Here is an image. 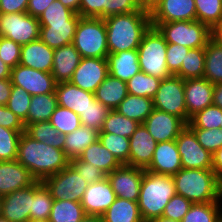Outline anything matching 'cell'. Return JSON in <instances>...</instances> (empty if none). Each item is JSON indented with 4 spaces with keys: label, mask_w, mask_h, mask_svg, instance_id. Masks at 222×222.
Wrapping results in <instances>:
<instances>
[{
    "label": "cell",
    "mask_w": 222,
    "mask_h": 222,
    "mask_svg": "<svg viewBox=\"0 0 222 222\" xmlns=\"http://www.w3.org/2000/svg\"><path fill=\"white\" fill-rule=\"evenodd\" d=\"M36 181H43L70 164L64 150L46 145L22 132L18 143L17 159Z\"/></svg>",
    "instance_id": "6da1fadb"
},
{
    "label": "cell",
    "mask_w": 222,
    "mask_h": 222,
    "mask_svg": "<svg viewBox=\"0 0 222 222\" xmlns=\"http://www.w3.org/2000/svg\"><path fill=\"white\" fill-rule=\"evenodd\" d=\"M109 54L137 50L151 26L150 12L144 8L104 18Z\"/></svg>",
    "instance_id": "7a4b0ae2"
},
{
    "label": "cell",
    "mask_w": 222,
    "mask_h": 222,
    "mask_svg": "<svg viewBox=\"0 0 222 222\" xmlns=\"http://www.w3.org/2000/svg\"><path fill=\"white\" fill-rule=\"evenodd\" d=\"M176 194L192 203L222 202V183L212 169H183L172 176Z\"/></svg>",
    "instance_id": "3957f363"
},
{
    "label": "cell",
    "mask_w": 222,
    "mask_h": 222,
    "mask_svg": "<svg viewBox=\"0 0 222 222\" xmlns=\"http://www.w3.org/2000/svg\"><path fill=\"white\" fill-rule=\"evenodd\" d=\"M176 194L172 176L145 170L140 187L138 206L144 222L161 217L165 206Z\"/></svg>",
    "instance_id": "277c9868"
},
{
    "label": "cell",
    "mask_w": 222,
    "mask_h": 222,
    "mask_svg": "<svg viewBox=\"0 0 222 222\" xmlns=\"http://www.w3.org/2000/svg\"><path fill=\"white\" fill-rule=\"evenodd\" d=\"M72 44L82 58H107L109 51L104 19L80 17Z\"/></svg>",
    "instance_id": "5b68a950"
},
{
    "label": "cell",
    "mask_w": 222,
    "mask_h": 222,
    "mask_svg": "<svg viewBox=\"0 0 222 222\" xmlns=\"http://www.w3.org/2000/svg\"><path fill=\"white\" fill-rule=\"evenodd\" d=\"M167 44L159 30L150 26L137 49L141 72L161 80L172 76L166 63Z\"/></svg>",
    "instance_id": "8992f818"
},
{
    "label": "cell",
    "mask_w": 222,
    "mask_h": 222,
    "mask_svg": "<svg viewBox=\"0 0 222 222\" xmlns=\"http://www.w3.org/2000/svg\"><path fill=\"white\" fill-rule=\"evenodd\" d=\"M163 35L167 43L194 48H205L211 40V28L197 20L151 23Z\"/></svg>",
    "instance_id": "52a82bcc"
},
{
    "label": "cell",
    "mask_w": 222,
    "mask_h": 222,
    "mask_svg": "<svg viewBox=\"0 0 222 222\" xmlns=\"http://www.w3.org/2000/svg\"><path fill=\"white\" fill-rule=\"evenodd\" d=\"M154 108L181 118L187 124L184 80L178 76L162 79L154 98Z\"/></svg>",
    "instance_id": "ba28073f"
},
{
    "label": "cell",
    "mask_w": 222,
    "mask_h": 222,
    "mask_svg": "<svg viewBox=\"0 0 222 222\" xmlns=\"http://www.w3.org/2000/svg\"><path fill=\"white\" fill-rule=\"evenodd\" d=\"M42 182L49 189L53 199L75 202H81L89 185L70 164L58 173L45 178Z\"/></svg>",
    "instance_id": "9c48e42d"
},
{
    "label": "cell",
    "mask_w": 222,
    "mask_h": 222,
    "mask_svg": "<svg viewBox=\"0 0 222 222\" xmlns=\"http://www.w3.org/2000/svg\"><path fill=\"white\" fill-rule=\"evenodd\" d=\"M40 23L38 18L26 13H1L0 36L13 40L20 45L39 39Z\"/></svg>",
    "instance_id": "30bf717a"
},
{
    "label": "cell",
    "mask_w": 222,
    "mask_h": 222,
    "mask_svg": "<svg viewBox=\"0 0 222 222\" xmlns=\"http://www.w3.org/2000/svg\"><path fill=\"white\" fill-rule=\"evenodd\" d=\"M175 141L183 169H212V154L201 146L188 125Z\"/></svg>",
    "instance_id": "8fae6325"
},
{
    "label": "cell",
    "mask_w": 222,
    "mask_h": 222,
    "mask_svg": "<svg viewBox=\"0 0 222 222\" xmlns=\"http://www.w3.org/2000/svg\"><path fill=\"white\" fill-rule=\"evenodd\" d=\"M12 85L22 87L31 96L55 92L56 81L52 73L35 70L18 64L11 69Z\"/></svg>",
    "instance_id": "7c38bea8"
},
{
    "label": "cell",
    "mask_w": 222,
    "mask_h": 222,
    "mask_svg": "<svg viewBox=\"0 0 222 222\" xmlns=\"http://www.w3.org/2000/svg\"><path fill=\"white\" fill-rule=\"evenodd\" d=\"M144 172L145 169L122 164L106 177L117 198L138 202Z\"/></svg>",
    "instance_id": "4fadbf2b"
},
{
    "label": "cell",
    "mask_w": 222,
    "mask_h": 222,
    "mask_svg": "<svg viewBox=\"0 0 222 222\" xmlns=\"http://www.w3.org/2000/svg\"><path fill=\"white\" fill-rule=\"evenodd\" d=\"M42 181H35L29 187L16 190L2 197L1 217L9 222H28L30 221V210H32V199L34 189Z\"/></svg>",
    "instance_id": "5bb4252c"
},
{
    "label": "cell",
    "mask_w": 222,
    "mask_h": 222,
    "mask_svg": "<svg viewBox=\"0 0 222 222\" xmlns=\"http://www.w3.org/2000/svg\"><path fill=\"white\" fill-rule=\"evenodd\" d=\"M107 75V58H81L69 82L85 91L95 93Z\"/></svg>",
    "instance_id": "9a60e30c"
},
{
    "label": "cell",
    "mask_w": 222,
    "mask_h": 222,
    "mask_svg": "<svg viewBox=\"0 0 222 222\" xmlns=\"http://www.w3.org/2000/svg\"><path fill=\"white\" fill-rule=\"evenodd\" d=\"M149 12L151 23L196 20L195 0H158Z\"/></svg>",
    "instance_id": "2e32d148"
},
{
    "label": "cell",
    "mask_w": 222,
    "mask_h": 222,
    "mask_svg": "<svg viewBox=\"0 0 222 222\" xmlns=\"http://www.w3.org/2000/svg\"><path fill=\"white\" fill-rule=\"evenodd\" d=\"M143 124L157 143L176 140L187 125L181 118L155 108Z\"/></svg>",
    "instance_id": "e0dca14e"
},
{
    "label": "cell",
    "mask_w": 222,
    "mask_h": 222,
    "mask_svg": "<svg viewBox=\"0 0 222 222\" xmlns=\"http://www.w3.org/2000/svg\"><path fill=\"white\" fill-rule=\"evenodd\" d=\"M116 198L109 180L105 177L88 185L80 203L86 215L101 216Z\"/></svg>",
    "instance_id": "ac0fdd59"
},
{
    "label": "cell",
    "mask_w": 222,
    "mask_h": 222,
    "mask_svg": "<svg viewBox=\"0 0 222 222\" xmlns=\"http://www.w3.org/2000/svg\"><path fill=\"white\" fill-rule=\"evenodd\" d=\"M214 84L205 78L184 80L185 104L187 108V123L197 112L213 105Z\"/></svg>",
    "instance_id": "d6986e66"
},
{
    "label": "cell",
    "mask_w": 222,
    "mask_h": 222,
    "mask_svg": "<svg viewBox=\"0 0 222 222\" xmlns=\"http://www.w3.org/2000/svg\"><path fill=\"white\" fill-rule=\"evenodd\" d=\"M129 166L147 169L151 163L157 142L148 132L144 124H140L129 138Z\"/></svg>",
    "instance_id": "ffe728a7"
},
{
    "label": "cell",
    "mask_w": 222,
    "mask_h": 222,
    "mask_svg": "<svg viewBox=\"0 0 222 222\" xmlns=\"http://www.w3.org/2000/svg\"><path fill=\"white\" fill-rule=\"evenodd\" d=\"M36 180L17 160L0 161V196L32 185Z\"/></svg>",
    "instance_id": "44dd1931"
},
{
    "label": "cell",
    "mask_w": 222,
    "mask_h": 222,
    "mask_svg": "<svg viewBox=\"0 0 222 222\" xmlns=\"http://www.w3.org/2000/svg\"><path fill=\"white\" fill-rule=\"evenodd\" d=\"M182 168L180 154L175 140L157 144L149 167V172L167 176L175 175Z\"/></svg>",
    "instance_id": "7402d4cb"
},
{
    "label": "cell",
    "mask_w": 222,
    "mask_h": 222,
    "mask_svg": "<svg viewBox=\"0 0 222 222\" xmlns=\"http://www.w3.org/2000/svg\"><path fill=\"white\" fill-rule=\"evenodd\" d=\"M54 49L40 39L21 45L19 64L35 70L51 73L53 68Z\"/></svg>",
    "instance_id": "603a6c76"
},
{
    "label": "cell",
    "mask_w": 222,
    "mask_h": 222,
    "mask_svg": "<svg viewBox=\"0 0 222 222\" xmlns=\"http://www.w3.org/2000/svg\"><path fill=\"white\" fill-rule=\"evenodd\" d=\"M55 94L58 106L72 110L77 115L83 113L95 99L94 93L85 91L70 82L58 83Z\"/></svg>",
    "instance_id": "cb8c5ba5"
},
{
    "label": "cell",
    "mask_w": 222,
    "mask_h": 222,
    "mask_svg": "<svg viewBox=\"0 0 222 222\" xmlns=\"http://www.w3.org/2000/svg\"><path fill=\"white\" fill-rule=\"evenodd\" d=\"M73 44L54 49L52 76L56 83L69 82L81 60Z\"/></svg>",
    "instance_id": "d4e9b609"
},
{
    "label": "cell",
    "mask_w": 222,
    "mask_h": 222,
    "mask_svg": "<svg viewBox=\"0 0 222 222\" xmlns=\"http://www.w3.org/2000/svg\"><path fill=\"white\" fill-rule=\"evenodd\" d=\"M77 24L78 21L40 23L39 39L53 49L70 45L73 42Z\"/></svg>",
    "instance_id": "484cf974"
},
{
    "label": "cell",
    "mask_w": 222,
    "mask_h": 222,
    "mask_svg": "<svg viewBox=\"0 0 222 222\" xmlns=\"http://www.w3.org/2000/svg\"><path fill=\"white\" fill-rule=\"evenodd\" d=\"M107 62L108 74L126 83L141 71L137 50L108 54Z\"/></svg>",
    "instance_id": "4316f807"
},
{
    "label": "cell",
    "mask_w": 222,
    "mask_h": 222,
    "mask_svg": "<svg viewBox=\"0 0 222 222\" xmlns=\"http://www.w3.org/2000/svg\"><path fill=\"white\" fill-rule=\"evenodd\" d=\"M95 99L110 110H116L119 104L128 95L127 83L108 74L105 80L96 89Z\"/></svg>",
    "instance_id": "83f0119b"
},
{
    "label": "cell",
    "mask_w": 222,
    "mask_h": 222,
    "mask_svg": "<svg viewBox=\"0 0 222 222\" xmlns=\"http://www.w3.org/2000/svg\"><path fill=\"white\" fill-rule=\"evenodd\" d=\"M79 158L101 169L106 175L122 165L99 140L89 145Z\"/></svg>",
    "instance_id": "f1b7e54d"
},
{
    "label": "cell",
    "mask_w": 222,
    "mask_h": 222,
    "mask_svg": "<svg viewBox=\"0 0 222 222\" xmlns=\"http://www.w3.org/2000/svg\"><path fill=\"white\" fill-rule=\"evenodd\" d=\"M98 134L96 129L81 125L72 133L64 135L65 155L70 160L79 157L89 145L98 140Z\"/></svg>",
    "instance_id": "f546056e"
},
{
    "label": "cell",
    "mask_w": 222,
    "mask_h": 222,
    "mask_svg": "<svg viewBox=\"0 0 222 222\" xmlns=\"http://www.w3.org/2000/svg\"><path fill=\"white\" fill-rule=\"evenodd\" d=\"M103 222H144L138 202L116 198L101 215Z\"/></svg>",
    "instance_id": "4dcf8cb0"
},
{
    "label": "cell",
    "mask_w": 222,
    "mask_h": 222,
    "mask_svg": "<svg viewBox=\"0 0 222 222\" xmlns=\"http://www.w3.org/2000/svg\"><path fill=\"white\" fill-rule=\"evenodd\" d=\"M153 109V99L128 93L126 98L116 108V111L129 119L143 124Z\"/></svg>",
    "instance_id": "1f68e13d"
},
{
    "label": "cell",
    "mask_w": 222,
    "mask_h": 222,
    "mask_svg": "<svg viewBox=\"0 0 222 222\" xmlns=\"http://www.w3.org/2000/svg\"><path fill=\"white\" fill-rule=\"evenodd\" d=\"M57 106L55 92L32 96L27 112V125L49 121Z\"/></svg>",
    "instance_id": "d6a6232c"
},
{
    "label": "cell",
    "mask_w": 222,
    "mask_h": 222,
    "mask_svg": "<svg viewBox=\"0 0 222 222\" xmlns=\"http://www.w3.org/2000/svg\"><path fill=\"white\" fill-rule=\"evenodd\" d=\"M86 216L80 202L70 200L53 201L49 222H81Z\"/></svg>",
    "instance_id": "836d02e7"
},
{
    "label": "cell",
    "mask_w": 222,
    "mask_h": 222,
    "mask_svg": "<svg viewBox=\"0 0 222 222\" xmlns=\"http://www.w3.org/2000/svg\"><path fill=\"white\" fill-rule=\"evenodd\" d=\"M25 132L39 142L64 150V135L59 133L49 121L29 124L25 127Z\"/></svg>",
    "instance_id": "e575fe53"
},
{
    "label": "cell",
    "mask_w": 222,
    "mask_h": 222,
    "mask_svg": "<svg viewBox=\"0 0 222 222\" xmlns=\"http://www.w3.org/2000/svg\"><path fill=\"white\" fill-rule=\"evenodd\" d=\"M212 84L222 83V47L212 39L205 47L204 76Z\"/></svg>",
    "instance_id": "d590c367"
},
{
    "label": "cell",
    "mask_w": 222,
    "mask_h": 222,
    "mask_svg": "<svg viewBox=\"0 0 222 222\" xmlns=\"http://www.w3.org/2000/svg\"><path fill=\"white\" fill-rule=\"evenodd\" d=\"M222 202L193 203L181 222H222Z\"/></svg>",
    "instance_id": "8d00e7d4"
},
{
    "label": "cell",
    "mask_w": 222,
    "mask_h": 222,
    "mask_svg": "<svg viewBox=\"0 0 222 222\" xmlns=\"http://www.w3.org/2000/svg\"><path fill=\"white\" fill-rule=\"evenodd\" d=\"M140 123L129 119L116 110H110L99 133H112L130 138Z\"/></svg>",
    "instance_id": "74e56055"
},
{
    "label": "cell",
    "mask_w": 222,
    "mask_h": 222,
    "mask_svg": "<svg viewBox=\"0 0 222 222\" xmlns=\"http://www.w3.org/2000/svg\"><path fill=\"white\" fill-rule=\"evenodd\" d=\"M204 67L205 48L190 49L175 76L181 77L183 80L203 78Z\"/></svg>",
    "instance_id": "f35d334b"
},
{
    "label": "cell",
    "mask_w": 222,
    "mask_h": 222,
    "mask_svg": "<svg viewBox=\"0 0 222 222\" xmlns=\"http://www.w3.org/2000/svg\"><path fill=\"white\" fill-rule=\"evenodd\" d=\"M160 82L161 79L140 71L127 82V91L132 95L153 99Z\"/></svg>",
    "instance_id": "ab89813d"
},
{
    "label": "cell",
    "mask_w": 222,
    "mask_h": 222,
    "mask_svg": "<svg viewBox=\"0 0 222 222\" xmlns=\"http://www.w3.org/2000/svg\"><path fill=\"white\" fill-rule=\"evenodd\" d=\"M53 197L46 185L41 182L34 189L32 199V210H30V220H48L53 204Z\"/></svg>",
    "instance_id": "60d3db41"
},
{
    "label": "cell",
    "mask_w": 222,
    "mask_h": 222,
    "mask_svg": "<svg viewBox=\"0 0 222 222\" xmlns=\"http://www.w3.org/2000/svg\"><path fill=\"white\" fill-rule=\"evenodd\" d=\"M98 140L118 159L121 164L129 166V138L112 133H99Z\"/></svg>",
    "instance_id": "b9f144b4"
},
{
    "label": "cell",
    "mask_w": 222,
    "mask_h": 222,
    "mask_svg": "<svg viewBox=\"0 0 222 222\" xmlns=\"http://www.w3.org/2000/svg\"><path fill=\"white\" fill-rule=\"evenodd\" d=\"M196 20L211 29L222 21V0H195Z\"/></svg>",
    "instance_id": "7bdbcfd3"
},
{
    "label": "cell",
    "mask_w": 222,
    "mask_h": 222,
    "mask_svg": "<svg viewBox=\"0 0 222 222\" xmlns=\"http://www.w3.org/2000/svg\"><path fill=\"white\" fill-rule=\"evenodd\" d=\"M49 122L63 135L72 133L82 125L79 115L60 106L56 107Z\"/></svg>",
    "instance_id": "ee69618b"
},
{
    "label": "cell",
    "mask_w": 222,
    "mask_h": 222,
    "mask_svg": "<svg viewBox=\"0 0 222 222\" xmlns=\"http://www.w3.org/2000/svg\"><path fill=\"white\" fill-rule=\"evenodd\" d=\"M222 109L211 105L193 115L187 125L190 128L220 129Z\"/></svg>",
    "instance_id": "f6af8a7d"
},
{
    "label": "cell",
    "mask_w": 222,
    "mask_h": 222,
    "mask_svg": "<svg viewBox=\"0 0 222 222\" xmlns=\"http://www.w3.org/2000/svg\"><path fill=\"white\" fill-rule=\"evenodd\" d=\"M25 130H10L0 126V161L17 159L18 143Z\"/></svg>",
    "instance_id": "bcb514c9"
},
{
    "label": "cell",
    "mask_w": 222,
    "mask_h": 222,
    "mask_svg": "<svg viewBox=\"0 0 222 222\" xmlns=\"http://www.w3.org/2000/svg\"><path fill=\"white\" fill-rule=\"evenodd\" d=\"M32 96L22 87L12 85L11 95L6 107L11 110L27 126V112Z\"/></svg>",
    "instance_id": "7dc6e473"
},
{
    "label": "cell",
    "mask_w": 222,
    "mask_h": 222,
    "mask_svg": "<svg viewBox=\"0 0 222 222\" xmlns=\"http://www.w3.org/2000/svg\"><path fill=\"white\" fill-rule=\"evenodd\" d=\"M110 109L94 99L91 104L79 115L81 124L86 127L101 131L104 120L107 118Z\"/></svg>",
    "instance_id": "c3c4849f"
},
{
    "label": "cell",
    "mask_w": 222,
    "mask_h": 222,
    "mask_svg": "<svg viewBox=\"0 0 222 222\" xmlns=\"http://www.w3.org/2000/svg\"><path fill=\"white\" fill-rule=\"evenodd\" d=\"M80 15L65 7L59 0L51 3L39 16V23H58L65 21H79Z\"/></svg>",
    "instance_id": "681fc988"
},
{
    "label": "cell",
    "mask_w": 222,
    "mask_h": 222,
    "mask_svg": "<svg viewBox=\"0 0 222 222\" xmlns=\"http://www.w3.org/2000/svg\"><path fill=\"white\" fill-rule=\"evenodd\" d=\"M201 146L211 154L222 147V130L221 129H200L191 128Z\"/></svg>",
    "instance_id": "f907efd6"
},
{
    "label": "cell",
    "mask_w": 222,
    "mask_h": 222,
    "mask_svg": "<svg viewBox=\"0 0 222 222\" xmlns=\"http://www.w3.org/2000/svg\"><path fill=\"white\" fill-rule=\"evenodd\" d=\"M192 204L185 197L175 194L165 206L162 216L181 222Z\"/></svg>",
    "instance_id": "816d5d0a"
},
{
    "label": "cell",
    "mask_w": 222,
    "mask_h": 222,
    "mask_svg": "<svg viewBox=\"0 0 222 222\" xmlns=\"http://www.w3.org/2000/svg\"><path fill=\"white\" fill-rule=\"evenodd\" d=\"M78 14L81 17H109V0H81Z\"/></svg>",
    "instance_id": "f5cc1de1"
},
{
    "label": "cell",
    "mask_w": 222,
    "mask_h": 222,
    "mask_svg": "<svg viewBox=\"0 0 222 222\" xmlns=\"http://www.w3.org/2000/svg\"><path fill=\"white\" fill-rule=\"evenodd\" d=\"M21 45L0 36V59L11 69L20 62Z\"/></svg>",
    "instance_id": "db71d44e"
},
{
    "label": "cell",
    "mask_w": 222,
    "mask_h": 222,
    "mask_svg": "<svg viewBox=\"0 0 222 222\" xmlns=\"http://www.w3.org/2000/svg\"><path fill=\"white\" fill-rule=\"evenodd\" d=\"M189 50L190 49L188 47L182 45L174 43L167 44L166 63L167 69L171 75L175 76L179 72L182 62L184 61Z\"/></svg>",
    "instance_id": "11a10c76"
},
{
    "label": "cell",
    "mask_w": 222,
    "mask_h": 222,
    "mask_svg": "<svg viewBox=\"0 0 222 222\" xmlns=\"http://www.w3.org/2000/svg\"><path fill=\"white\" fill-rule=\"evenodd\" d=\"M70 165L88 184L101 181L106 177V174L101 169L82 161L79 157L71 159Z\"/></svg>",
    "instance_id": "9f6ffc18"
},
{
    "label": "cell",
    "mask_w": 222,
    "mask_h": 222,
    "mask_svg": "<svg viewBox=\"0 0 222 222\" xmlns=\"http://www.w3.org/2000/svg\"><path fill=\"white\" fill-rule=\"evenodd\" d=\"M0 126L10 130H25L24 123L6 105H0Z\"/></svg>",
    "instance_id": "6f0895ef"
},
{
    "label": "cell",
    "mask_w": 222,
    "mask_h": 222,
    "mask_svg": "<svg viewBox=\"0 0 222 222\" xmlns=\"http://www.w3.org/2000/svg\"><path fill=\"white\" fill-rule=\"evenodd\" d=\"M140 8L136 0H109V16L131 13Z\"/></svg>",
    "instance_id": "680465c9"
},
{
    "label": "cell",
    "mask_w": 222,
    "mask_h": 222,
    "mask_svg": "<svg viewBox=\"0 0 222 222\" xmlns=\"http://www.w3.org/2000/svg\"><path fill=\"white\" fill-rule=\"evenodd\" d=\"M29 0H0V13H26Z\"/></svg>",
    "instance_id": "91938a15"
},
{
    "label": "cell",
    "mask_w": 222,
    "mask_h": 222,
    "mask_svg": "<svg viewBox=\"0 0 222 222\" xmlns=\"http://www.w3.org/2000/svg\"><path fill=\"white\" fill-rule=\"evenodd\" d=\"M54 1L55 0H29L27 13L33 17L39 18L45 9Z\"/></svg>",
    "instance_id": "94428289"
},
{
    "label": "cell",
    "mask_w": 222,
    "mask_h": 222,
    "mask_svg": "<svg viewBox=\"0 0 222 222\" xmlns=\"http://www.w3.org/2000/svg\"><path fill=\"white\" fill-rule=\"evenodd\" d=\"M12 83L10 79H0V105H6L11 95Z\"/></svg>",
    "instance_id": "6125c7cd"
},
{
    "label": "cell",
    "mask_w": 222,
    "mask_h": 222,
    "mask_svg": "<svg viewBox=\"0 0 222 222\" xmlns=\"http://www.w3.org/2000/svg\"><path fill=\"white\" fill-rule=\"evenodd\" d=\"M212 170L222 183V147L212 154Z\"/></svg>",
    "instance_id": "be15d7a7"
},
{
    "label": "cell",
    "mask_w": 222,
    "mask_h": 222,
    "mask_svg": "<svg viewBox=\"0 0 222 222\" xmlns=\"http://www.w3.org/2000/svg\"><path fill=\"white\" fill-rule=\"evenodd\" d=\"M213 105L222 109V83L214 84Z\"/></svg>",
    "instance_id": "e7e4bbea"
},
{
    "label": "cell",
    "mask_w": 222,
    "mask_h": 222,
    "mask_svg": "<svg viewBox=\"0 0 222 222\" xmlns=\"http://www.w3.org/2000/svg\"><path fill=\"white\" fill-rule=\"evenodd\" d=\"M211 39L222 47V21L211 29Z\"/></svg>",
    "instance_id": "03108f58"
},
{
    "label": "cell",
    "mask_w": 222,
    "mask_h": 222,
    "mask_svg": "<svg viewBox=\"0 0 222 222\" xmlns=\"http://www.w3.org/2000/svg\"><path fill=\"white\" fill-rule=\"evenodd\" d=\"M65 7L74 11L76 14L79 13V7L81 0H59Z\"/></svg>",
    "instance_id": "003e7915"
},
{
    "label": "cell",
    "mask_w": 222,
    "mask_h": 222,
    "mask_svg": "<svg viewBox=\"0 0 222 222\" xmlns=\"http://www.w3.org/2000/svg\"><path fill=\"white\" fill-rule=\"evenodd\" d=\"M11 68L0 59V79H10Z\"/></svg>",
    "instance_id": "a7ac6f4b"
},
{
    "label": "cell",
    "mask_w": 222,
    "mask_h": 222,
    "mask_svg": "<svg viewBox=\"0 0 222 222\" xmlns=\"http://www.w3.org/2000/svg\"><path fill=\"white\" fill-rule=\"evenodd\" d=\"M158 2V0H137V4L146 10H151V8Z\"/></svg>",
    "instance_id": "89a4df30"
},
{
    "label": "cell",
    "mask_w": 222,
    "mask_h": 222,
    "mask_svg": "<svg viewBox=\"0 0 222 222\" xmlns=\"http://www.w3.org/2000/svg\"><path fill=\"white\" fill-rule=\"evenodd\" d=\"M81 222H103L101 216L86 215Z\"/></svg>",
    "instance_id": "2644e50d"
},
{
    "label": "cell",
    "mask_w": 222,
    "mask_h": 222,
    "mask_svg": "<svg viewBox=\"0 0 222 222\" xmlns=\"http://www.w3.org/2000/svg\"><path fill=\"white\" fill-rule=\"evenodd\" d=\"M150 222H180V221L172 220L164 216H161V217L151 220Z\"/></svg>",
    "instance_id": "8c879c8a"
},
{
    "label": "cell",
    "mask_w": 222,
    "mask_h": 222,
    "mask_svg": "<svg viewBox=\"0 0 222 222\" xmlns=\"http://www.w3.org/2000/svg\"><path fill=\"white\" fill-rule=\"evenodd\" d=\"M28 222H49L48 220H30Z\"/></svg>",
    "instance_id": "753ad0ef"
},
{
    "label": "cell",
    "mask_w": 222,
    "mask_h": 222,
    "mask_svg": "<svg viewBox=\"0 0 222 222\" xmlns=\"http://www.w3.org/2000/svg\"><path fill=\"white\" fill-rule=\"evenodd\" d=\"M0 222H9V221L4 219V218H2V217H0Z\"/></svg>",
    "instance_id": "34e18365"
},
{
    "label": "cell",
    "mask_w": 222,
    "mask_h": 222,
    "mask_svg": "<svg viewBox=\"0 0 222 222\" xmlns=\"http://www.w3.org/2000/svg\"><path fill=\"white\" fill-rule=\"evenodd\" d=\"M1 200H2V196H0V217H1Z\"/></svg>",
    "instance_id": "11e5206c"
}]
</instances>
